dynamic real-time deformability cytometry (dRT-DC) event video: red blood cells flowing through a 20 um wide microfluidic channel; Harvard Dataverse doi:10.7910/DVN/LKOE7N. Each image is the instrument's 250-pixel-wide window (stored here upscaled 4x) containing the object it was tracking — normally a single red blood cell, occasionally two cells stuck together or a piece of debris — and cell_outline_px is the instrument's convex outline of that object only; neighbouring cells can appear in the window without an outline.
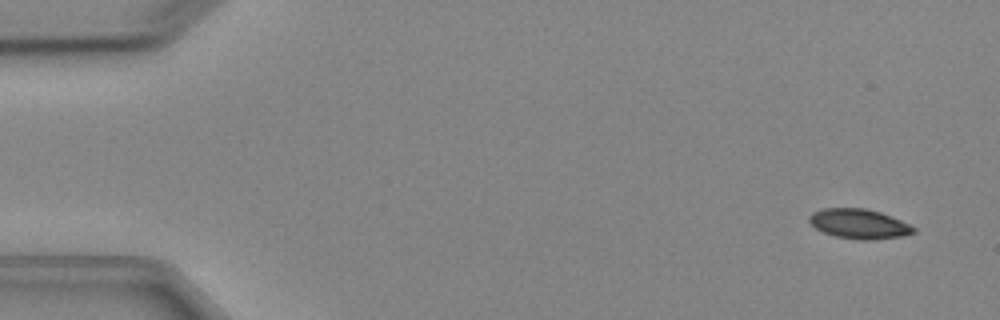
{"species": "Egyptian fruit bat (a non-hibernating species)", "species_latin": "Rousettus aegyptiacus", "temperature_condition": "cold", "stored_images_in_passage": 4, "camera_frame_rate_fps": 3000, "um_per_image_px": 0.085, "animal": {"sex": "female"}, "frame": {"image": 1, "passage_image": 1, "time_ms": 0.0, "image_size_px": [1000, 320], "cell_outline_px": [[916, 232], [900, 236], [864, 240], [860, 240], [836, 236], [824, 232], [816, 228], [808, 220], [808, 216], [812, 212], [824, 208], [864, 208], [880, 212], [900, 220], [916, 228]], "centroid_in_image_um": [72.99, 19.01], "position_along_channel_um": 12.0, "area_um2": 17.8}}